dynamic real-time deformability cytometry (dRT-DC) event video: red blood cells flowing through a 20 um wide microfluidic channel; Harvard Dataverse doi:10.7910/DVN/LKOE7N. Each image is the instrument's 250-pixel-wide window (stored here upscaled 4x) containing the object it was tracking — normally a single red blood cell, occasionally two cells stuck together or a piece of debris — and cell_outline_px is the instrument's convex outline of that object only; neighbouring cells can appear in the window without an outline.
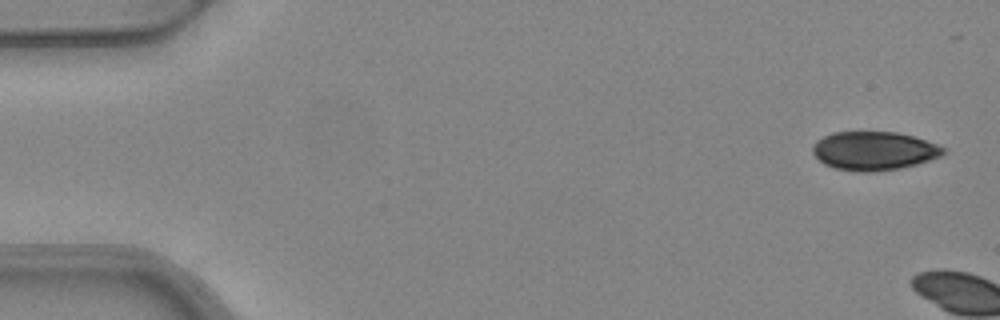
{"species": "common noctule bat (a hibernating species)", "species_latin": "Nyctalus noctula", "temperature_condition": "warm", "stored_images_in_passage": 2, "camera_frame_rate_fps": 3000, "um_per_image_px": 0.085, "animal": {"sex": "female", "body_mass_g": 24.6, "forearm_length_mm": 56.2}, "frame": {"image": 1, "passage_image": 1, "time_ms": 0.0, "image_size_px": [1000, 320], "cell_outline_px": [[948, 152], [940, 156], [916, 164], [900, 168], [872, 172], [856, 172], [836, 168], [824, 164], [812, 152], [812, 148], [816, 140], [832, 132], [896, 132], [912, 136], [948, 148]], "centroid_in_image_um": [74.29, 12.82], "position_along_channel_um": 10.7, "area_um2": 29.42}}